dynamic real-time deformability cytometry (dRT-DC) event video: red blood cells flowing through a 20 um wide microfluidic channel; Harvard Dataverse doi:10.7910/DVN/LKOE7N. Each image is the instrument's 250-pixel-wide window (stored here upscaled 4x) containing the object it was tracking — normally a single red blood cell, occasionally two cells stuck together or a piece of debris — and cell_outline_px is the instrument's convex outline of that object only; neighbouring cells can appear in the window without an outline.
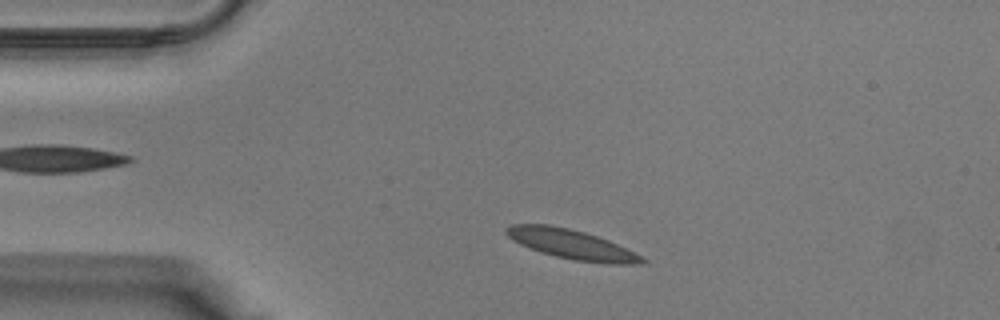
{"species": "Egyptian fruit bat (a non-hibernating species)", "species_latin": "Rousettus aegyptiacus", "temperature_condition": "warm", "stored_images_in_passage": 32, "camera_frame_rate_fps": 3000, "um_per_image_px": 0.085, "animal": {"sex": "male"}, "frame": {"image": 1, "passage_image": 1, "time_ms": 0.0, "image_size_px": [1000, 320], "cell_outline_px": [[648, 260], [644, 264], [608, 264], [576, 260], [556, 256], [540, 252], [520, 244], [512, 240], [504, 232], [504, 228], [512, 224], [548, 224], [568, 228], [584, 232], [608, 240]], "centroid_in_image_um": [48.54, 20.76], "position_along_channel_um": 36.5, "area_um2": 23.18}}
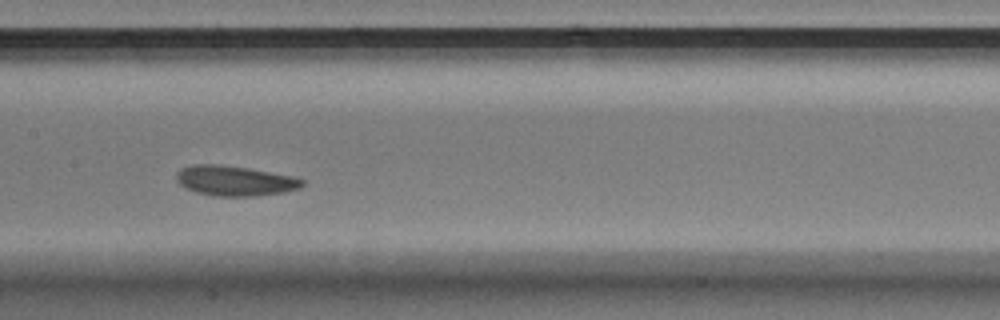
{"frame": {"image": 2, "passage_image": 12, "time_ms": 3.667, "image_size_px": [1000, 320], "cell_outline_px": [[304, 184], [300, 188], [284, 192], [252, 196], [216, 196], [196, 192], [180, 184], [176, 180], [176, 172], [180, 168], [192, 164], [220, 164], [248, 168], [292, 176], [304, 180]], "centroid_in_image_um": [19.94, 15.35], "position_along_channel_um": 187.5, "area_um2": 22.02}}
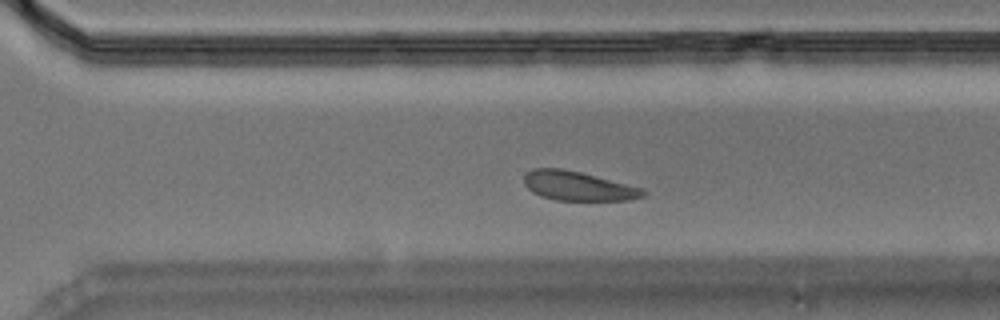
{"frame": {"image": 3, "passage_image": 20, "time_ms": 6.333, "image_size_px": [1000, 320], "cell_outline_px": [[648, 192], [644, 196], [628, 200], [556, 200], [540, 196], [532, 192], [524, 184], [524, 176], [532, 168], [560, 168], [580, 172], [644, 188]], "centroid_in_image_um": [49.14, 15.81], "position_along_channel_um": 321.5, "area_um2": 20.29}}